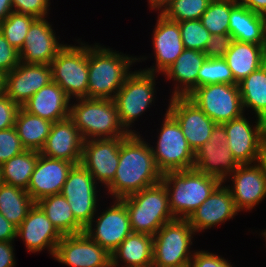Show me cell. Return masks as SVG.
Masks as SVG:
<instances>
[{
  "label": "cell",
  "mask_w": 266,
  "mask_h": 267,
  "mask_svg": "<svg viewBox=\"0 0 266 267\" xmlns=\"http://www.w3.org/2000/svg\"><path fill=\"white\" fill-rule=\"evenodd\" d=\"M52 81V68L46 64L20 62L6 73L5 94L22 107L36 92Z\"/></svg>",
  "instance_id": "23"
},
{
  "label": "cell",
  "mask_w": 266,
  "mask_h": 267,
  "mask_svg": "<svg viewBox=\"0 0 266 267\" xmlns=\"http://www.w3.org/2000/svg\"><path fill=\"white\" fill-rule=\"evenodd\" d=\"M24 150L14 126L0 130V166Z\"/></svg>",
  "instance_id": "41"
},
{
  "label": "cell",
  "mask_w": 266,
  "mask_h": 267,
  "mask_svg": "<svg viewBox=\"0 0 266 267\" xmlns=\"http://www.w3.org/2000/svg\"><path fill=\"white\" fill-rule=\"evenodd\" d=\"M112 200V204L103 211L100 210L101 207L98 208L95 216L84 229V233L109 254H112L132 233L125 204L120 199Z\"/></svg>",
  "instance_id": "12"
},
{
  "label": "cell",
  "mask_w": 266,
  "mask_h": 267,
  "mask_svg": "<svg viewBox=\"0 0 266 267\" xmlns=\"http://www.w3.org/2000/svg\"><path fill=\"white\" fill-rule=\"evenodd\" d=\"M237 2L253 12L266 16V0H237Z\"/></svg>",
  "instance_id": "49"
},
{
  "label": "cell",
  "mask_w": 266,
  "mask_h": 267,
  "mask_svg": "<svg viewBox=\"0 0 266 267\" xmlns=\"http://www.w3.org/2000/svg\"><path fill=\"white\" fill-rule=\"evenodd\" d=\"M75 164L39 154L27 192L36 203L42 198L60 194L68 174Z\"/></svg>",
  "instance_id": "24"
},
{
  "label": "cell",
  "mask_w": 266,
  "mask_h": 267,
  "mask_svg": "<svg viewBox=\"0 0 266 267\" xmlns=\"http://www.w3.org/2000/svg\"><path fill=\"white\" fill-rule=\"evenodd\" d=\"M237 0H212L200 18L202 25L212 34L229 33L231 8Z\"/></svg>",
  "instance_id": "36"
},
{
  "label": "cell",
  "mask_w": 266,
  "mask_h": 267,
  "mask_svg": "<svg viewBox=\"0 0 266 267\" xmlns=\"http://www.w3.org/2000/svg\"><path fill=\"white\" fill-rule=\"evenodd\" d=\"M142 135L129 134L121 141L114 179L103 188L106 198L110 195L111 199H122L161 181L162 173L155 163L151 141Z\"/></svg>",
  "instance_id": "1"
},
{
  "label": "cell",
  "mask_w": 266,
  "mask_h": 267,
  "mask_svg": "<svg viewBox=\"0 0 266 267\" xmlns=\"http://www.w3.org/2000/svg\"><path fill=\"white\" fill-rule=\"evenodd\" d=\"M15 241H0V267H16Z\"/></svg>",
  "instance_id": "47"
},
{
  "label": "cell",
  "mask_w": 266,
  "mask_h": 267,
  "mask_svg": "<svg viewBox=\"0 0 266 267\" xmlns=\"http://www.w3.org/2000/svg\"><path fill=\"white\" fill-rule=\"evenodd\" d=\"M261 233V235L260 236H262L264 239L263 240H265V242H266V229H264L262 232H260Z\"/></svg>",
  "instance_id": "55"
},
{
  "label": "cell",
  "mask_w": 266,
  "mask_h": 267,
  "mask_svg": "<svg viewBox=\"0 0 266 267\" xmlns=\"http://www.w3.org/2000/svg\"><path fill=\"white\" fill-rule=\"evenodd\" d=\"M238 167L227 147L225 126L216 124L208 141L194 153V169L223 182Z\"/></svg>",
  "instance_id": "14"
},
{
  "label": "cell",
  "mask_w": 266,
  "mask_h": 267,
  "mask_svg": "<svg viewBox=\"0 0 266 267\" xmlns=\"http://www.w3.org/2000/svg\"><path fill=\"white\" fill-rule=\"evenodd\" d=\"M156 24L151 34L153 53L149 57L154 58V64L147 69L148 73L162 75L170 67L177 57L184 51L179 23L166 19L162 14L157 13Z\"/></svg>",
  "instance_id": "19"
},
{
  "label": "cell",
  "mask_w": 266,
  "mask_h": 267,
  "mask_svg": "<svg viewBox=\"0 0 266 267\" xmlns=\"http://www.w3.org/2000/svg\"><path fill=\"white\" fill-rule=\"evenodd\" d=\"M205 60L206 56L202 51L184 49L162 74L169 82H175L169 98L187 97L198 87V71Z\"/></svg>",
  "instance_id": "26"
},
{
  "label": "cell",
  "mask_w": 266,
  "mask_h": 267,
  "mask_svg": "<svg viewBox=\"0 0 266 267\" xmlns=\"http://www.w3.org/2000/svg\"><path fill=\"white\" fill-rule=\"evenodd\" d=\"M261 121H262L264 128L266 130V114L261 118Z\"/></svg>",
  "instance_id": "54"
},
{
  "label": "cell",
  "mask_w": 266,
  "mask_h": 267,
  "mask_svg": "<svg viewBox=\"0 0 266 267\" xmlns=\"http://www.w3.org/2000/svg\"><path fill=\"white\" fill-rule=\"evenodd\" d=\"M212 0H170L160 13L174 22L200 19Z\"/></svg>",
  "instance_id": "37"
},
{
  "label": "cell",
  "mask_w": 266,
  "mask_h": 267,
  "mask_svg": "<svg viewBox=\"0 0 266 267\" xmlns=\"http://www.w3.org/2000/svg\"><path fill=\"white\" fill-rule=\"evenodd\" d=\"M247 115L249 113H244L239 118L223 123L227 147L239 165L257 163L259 153L266 143V130L261 119L255 117L254 121ZM250 119L252 120L249 121Z\"/></svg>",
  "instance_id": "13"
},
{
  "label": "cell",
  "mask_w": 266,
  "mask_h": 267,
  "mask_svg": "<svg viewBox=\"0 0 266 267\" xmlns=\"http://www.w3.org/2000/svg\"><path fill=\"white\" fill-rule=\"evenodd\" d=\"M18 238L23 241L27 253H41L46 249L53 258L62 235L35 203L17 227L16 240Z\"/></svg>",
  "instance_id": "20"
},
{
  "label": "cell",
  "mask_w": 266,
  "mask_h": 267,
  "mask_svg": "<svg viewBox=\"0 0 266 267\" xmlns=\"http://www.w3.org/2000/svg\"><path fill=\"white\" fill-rule=\"evenodd\" d=\"M36 204L61 235L84 233L85 228L75 219L69 202L61 193L42 198Z\"/></svg>",
  "instance_id": "31"
},
{
  "label": "cell",
  "mask_w": 266,
  "mask_h": 267,
  "mask_svg": "<svg viewBox=\"0 0 266 267\" xmlns=\"http://www.w3.org/2000/svg\"><path fill=\"white\" fill-rule=\"evenodd\" d=\"M215 83L234 84V76L224 58H206L198 71V87Z\"/></svg>",
  "instance_id": "39"
},
{
  "label": "cell",
  "mask_w": 266,
  "mask_h": 267,
  "mask_svg": "<svg viewBox=\"0 0 266 267\" xmlns=\"http://www.w3.org/2000/svg\"><path fill=\"white\" fill-rule=\"evenodd\" d=\"M53 260L68 267H111V254L85 233L62 235Z\"/></svg>",
  "instance_id": "16"
},
{
  "label": "cell",
  "mask_w": 266,
  "mask_h": 267,
  "mask_svg": "<svg viewBox=\"0 0 266 267\" xmlns=\"http://www.w3.org/2000/svg\"><path fill=\"white\" fill-rule=\"evenodd\" d=\"M20 106L4 93L0 95V130L12 128Z\"/></svg>",
  "instance_id": "46"
},
{
  "label": "cell",
  "mask_w": 266,
  "mask_h": 267,
  "mask_svg": "<svg viewBox=\"0 0 266 267\" xmlns=\"http://www.w3.org/2000/svg\"><path fill=\"white\" fill-rule=\"evenodd\" d=\"M3 178H2V172H1V168H0V187L3 185Z\"/></svg>",
  "instance_id": "56"
},
{
  "label": "cell",
  "mask_w": 266,
  "mask_h": 267,
  "mask_svg": "<svg viewBox=\"0 0 266 267\" xmlns=\"http://www.w3.org/2000/svg\"><path fill=\"white\" fill-rule=\"evenodd\" d=\"M233 42L234 38L230 33L212 35L203 53L207 59L224 58Z\"/></svg>",
  "instance_id": "43"
},
{
  "label": "cell",
  "mask_w": 266,
  "mask_h": 267,
  "mask_svg": "<svg viewBox=\"0 0 266 267\" xmlns=\"http://www.w3.org/2000/svg\"><path fill=\"white\" fill-rule=\"evenodd\" d=\"M238 86L244 112H252V118L261 119L266 114V63L239 82Z\"/></svg>",
  "instance_id": "33"
},
{
  "label": "cell",
  "mask_w": 266,
  "mask_h": 267,
  "mask_svg": "<svg viewBox=\"0 0 266 267\" xmlns=\"http://www.w3.org/2000/svg\"><path fill=\"white\" fill-rule=\"evenodd\" d=\"M238 213L240 212L235 206L230 190L224 182H221L187 220L199 235L205 230L235 219Z\"/></svg>",
  "instance_id": "21"
},
{
  "label": "cell",
  "mask_w": 266,
  "mask_h": 267,
  "mask_svg": "<svg viewBox=\"0 0 266 267\" xmlns=\"http://www.w3.org/2000/svg\"><path fill=\"white\" fill-rule=\"evenodd\" d=\"M153 263V236L131 233L111 254V267H150Z\"/></svg>",
  "instance_id": "29"
},
{
  "label": "cell",
  "mask_w": 266,
  "mask_h": 267,
  "mask_svg": "<svg viewBox=\"0 0 266 267\" xmlns=\"http://www.w3.org/2000/svg\"><path fill=\"white\" fill-rule=\"evenodd\" d=\"M195 235L187 219L165 223L153 236L152 267H189Z\"/></svg>",
  "instance_id": "7"
},
{
  "label": "cell",
  "mask_w": 266,
  "mask_h": 267,
  "mask_svg": "<svg viewBox=\"0 0 266 267\" xmlns=\"http://www.w3.org/2000/svg\"><path fill=\"white\" fill-rule=\"evenodd\" d=\"M36 19L30 15L11 12L0 24V32L11 46L20 51L25 43L27 32Z\"/></svg>",
  "instance_id": "38"
},
{
  "label": "cell",
  "mask_w": 266,
  "mask_h": 267,
  "mask_svg": "<svg viewBox=\"0 0 266 267\" xmlns=\"http://www.w3.org/2000/svg\"><path fill=\"white\" fill-rule=\"evenodd\" d=\"M6 73L0 70V95L5 93Z\"/></svg>",
  "instance_id": "53"
},
{
  "label": "cell",
  "mask_w": 266,
  "mask_h": 267,
  "mask_svg": "<svg viewBox=\"0 0 266 267\" xmlns=\"http://www.w3.org/2000/svg\"><path fill=\"white\" fill-rule=\"evenodd\" d=\"M187 97L216 124L229 122L245 113L238 84L204 85L197 87Z\"/></svg>",
  "instance_id": "10"
},
{
  "label": "cell",
  "mask_w": 266,
  "mask_h": 267,
  "mask_svg": "<svg viewBox=\"0 0 266 267\" xmlns=\"http://www.w3.org/2000/svg\"><path fill=\"white\" fill-rule=\"evenodd\" d=\"M50 5V0H12L13 12L35 18L48 17L51 10Z\"/></svg>",
  "instance_id": "42"
},
{
  "label": "cell",
  "mask_w": 266,
  "mask_h": 267,
  "mask_svg": "<svg viewBox=\"0 0 266 267\" xmlns=\"http://www.w3.org/2000/svg\"><path fill=\"white\" fill-rule=\"evenodd\" d=\"M148 7L151 11L161 13L163 9L169 4L170 0H147Z\"/></svg>",
  "instance_id": "51"
},
{
  "label": "cell",
  "mask_w": 266,
  "mask_h": 267,
  "mask_svg": "<svg viewBox=\"0 0 266 267\" xmlns=\"http://www.w3.org/2000/svg\"><path fill=\"white\" fill-rule=\"evenodd\" d=\"M20 62L19 51L11 46L0 32V70L5 73L11 72Z\"/></svg>",
  "instance_id": "45"
},
{
  "label": "cell",
  "mask_w": 266,
  "mask_h": 267,
  "mask_svg": "<svg viewBox=\"0 0 266 267\" xmlns=\"http://www.w3.org/2000/svg\"><path fill=\"white\" fill-rule=\"evenodd\" d=\"M165 110L177 120L194 153L208 141L216 125L188 97H171Z\"/></svg>",
  "instance_id": "15"
},
{
  "label": "cell",
  "mask_w": 266,
  "mask_h": 267,
  "mask_svg": "<svg viewBox=\"0 0 266 267\" xmlns=\"http://www.w3.org/2000/svg\"><path fill=\"white\" fill-rule=\"evenodd\" d=\"M69 117L80 131L84 141L129 135L120 123L118 110L111 99L78 98L71 100Z\"/></svg>",
  "instance_id": "4"
},
{
  "label": "cell",
  "mask_w": 266,
  "mask_h": 267,
  "mask_svg": "<svg viewBox=\"0 0 266 267\" xmlns=\"http://www.w3.org/2000/svg\"><path fill=\"white\" fill-rule=\"evenodd\" d=\"M17 227L0 213V241H15Z\"/></svg>",
  "instance_id": "48"
},
{
  "label": "cell",
  "mask_w": 266,
  "mask_h": 267,
  "mask_svg": "<svg viewBox=\"0 0 266 267\" xmlns=\"http://www.w3.org/2000/svg\"><path fill=\"white\" fill-rule=\"evenodd\" d=\"M83 144L84 139L80 131L73 120L68 117L52 124L40 154L50 158L70 161L77 165L82 160Z\"/></svg>",
  "instance_id": "25"
},
{
  "label": "cell",
  "mask_w": 266,
  "mask_h": 267,
  "mask_svg": "<svg viewBox=\"0 0 266 267\" xmlns=\"http://www.w3.org/2000/svg\"><path fill=\"white\" fill-rule=\"evenodd\" d=\"M13 12L12 0H0V24Z\"/></svg>",
  "instance_id": "50"
},
{
  "label": "cell",
  "mask_w": 266,
  "mask_h": 267,
  "mask_svg": "<svg viewBox=\"0 0 266 267\" xmlns=\"http://www.w3.org/2000/svg\"><path fill=\"white\" fill-rule=\"evenodd\" d=\"M161 182L168 193L174 218L187 219L215 190L221 181L196 169L169 171Z\"/></svg>",
  "instance_id": "3"
},
{
  "label": "cell",
  "mask_w": 266,
  "mask_h": 267,
  "mask_svg": "<svg viewBox=\"0 0 266 267\" xmlns=\"http://www.w3.org/2000/svg\"><path fill=\"white\" fill-rule=\"evenodd\" d=\"M178 23L184 48L203 52L212 34L202 25L200 19Z\"/></svg>",
  "instance_id": "40"
},
{
  "label": "cell",
  "mask_w": 266,
  "mask_h": 267,
  "mask_svg": "<svg viewBox=\"0 0 266 267\" xmlns=\"http://www.w3.org/2000/svg\"><path fill=\"white\" fill-rule=\"evenodd\" d=\"M40 152L24 150L3 163L0 168L3 182L27 190Z\"/></svg>",
  "instance_id": "35"
},
{
  "label": "cell",
  "mask_w": 266,
  "mask_h": 267,
  "mask_svg": "<svg viewBox=\"0 0 266 267\" xmlns=\"http://www.w3.org/2000/svg\"><path fill=\"white\" fill-rule=\"evenodd\" d=\"M224 60L232 71L234 84H238L266 63V48L255 43L234 40Z\"/></svg>",
  "instance_id": "30"
},
{
  "label": "cell",
  "mask_w": 266,
  "mask_h": 267,
  "mask_svg": "<svg viewBox=\"0 0 266 267\" xmlns=\"http://www.w3.org/2000/svg\"><path fill=\"white\" fill-rule=\"evenodd\" d=\"M124 138L84 141L81 164L102 188L114 179L119 163L120 143Z\"/></svg>",
  "instance_id": "17"
},
{
  "label": "cell",
  "mask_w": 266,
  "mask_h": 267,
  "mask_svg": "<svg viewBox=\"0 0 266 267\" xmlns=\"http://www.w3.org/2000/svg\"><path fill=\"white\" fill-rule=\"evenodd\" d=\"M189 267H235L230 260L208 250H195Z\"/></svg>",
  "instance_id": "44"
},
{
  "label": "cell",
  "mask_w": 266,
  "mask_h": 267,
  "mask_svg": "<svg viewBox=\"0 0 266 267\" xmlns=\"http://www.w3.org/2000/svg\"><path fill=\"white\" fill-rule=\"evenodd\" d=\"M51 61L52 81L56 82L71 99L87 98L88 93V42L75 38Z\"/></svg>",
  "instance_id": "8"
},
{
  "label": "cell",
  "mask_w": 266,
  "mask_h": 267,
  "mask_svg": "<svg viewBox=\"0 0 266 267\" xmlns=\"http://www.w3.org/2000/svg\"><path fill=\"white\" fill-rule=\"evenodd\" d=\"M147 56H132L115 51L100 43H88V93L87 98L113 100L126 78L133 72L134 64ZM142 60V61H141Z\"/></svg>",
  "instance_id": "2"
},
{
  "label": "cell",
  "mask_w": 266,
  "mask_h": 267,
  "mask_svg": "<svg viewBox=\"0 0 266 267\" xmlns=\"http://www.w3.org/2000/svg\"><path fill=\"white\" fill-rule=\"evenodd\" d=\"M158 76L141 68L135 69L115 95L113 101L118 110L120 123L129 134H140L138 129H133L135 121L138 122L140 116L146 114L145 112L156 103Z\"/></svg>",
  "instance_id": "6"
},
{
  "label": "cell",
  "mask_w": 266,
  "mask_h": 267,
  "mask_svg": "<svg viewBox=\"0 0 266 267\" xmlns=\"http://www.w3.org/2000/svg\"><path fill=\"white\" fill-rule=\"evenodd\" d=\"M52 124L51 121L33 115L20 107L14 127L26 150L40 152L48 138Z\"/></svg>",
  "instance_id": "32"
},
{
  "label": "cell",
  "mask_w": 266,
  "mask_h": 267,
  "mask_svg": "<svg viewBox=\"0 0 266 267\" xmlns=\"http://www.w3.org/2000/svg\"><path fill=\"white\" fill-rule=\"evenodd\" d=\"M160 129L157 128V139L150 144L155 163L163 174L169 171H180L194 168V152L177 120L166 110Z\"/></svg>",
  "instance_id": "9"
},
{
  "label": "cell",
  "mask_w": 266,
  "mask_h": 267,
  "mask_svg": "<svg viewBox=\"0 0 266 267\" xmlns=\"http://www.w3.org/2000/svg\"><path fill=\"white\" fill-rule=\"evenodd\" d=\"M100 189L101 186L81 163L72 167L63 185L61 194L69 202L75 219L84 228L90 223L100 206L99 202L103 196L100 195Z\"/></svg>",
  "instance_id": "11"
},
{
  "label": "cell",
  "mask_w": 266,
  "mask_h": 267,
  "mask_svg": "<svg viewBox=\"0 0 266 267\" xmlns=\"http://www.w3.org/2000/svg\"><path fill=\"white\" fill-rule=\"evenodd\" d=\"M71 99L54 81L42 87L22 107L29 113L52 123L70 116Z\"/></svg>",
  "instance_id": "27"
},
{
  "label": "cell",
  "mask_w": 266,
  "mask_h": 267,
  "mask_svg": "<svg viewBox=\"0 0 266 267\" xmlns=\"http://www.w3.org/2000/svg\"><path fill=\"white\" fill-rule=\"evenodd\" d=\"M48 19L49 17L37 18L30 26L25 43L19 51L21 62L50 65L66 45L64 41L60 43V37H57L53 24Z\"/></svg>",
  "instance_id": "22"
},
{
  "label": "cell",
  "mask_w": 266,
  "mask_h": 267,
  "mask_svg": "<svg viewBox=\"0 0 266 267\" xmlns=\"http://www.w3.org/2000/svg\"><path fill=\"white\" fill-rule=\"evenodd\" d=\"M35 202L23 188L3 183L0 187V213L18 227Z\"/></svg>",
  "instance_id": "34"
},
{
  "label": "cell",
  "mask_w": 266,
  "mask_h": 267,
  "mask_svg": "<svg viewBox=\"0 0 266 267\" xmlns=\"http://www.w3.org/2000/svg\"><path fill=\"white\" fill-rule=\"evenodd\" d=\"M223 182L230 190L239 212H251L266 198L265 177L257 163L239 165Z\"/></svg>",
  "instance_id": "18"
},
{
  "label": "cell",
  "mask_w": 266,
  "mask_h": 267,
  "mask_svg": "<svg viewBox=\"0 0 266 267\" xmlns=\"http://www.w3.org/2000/svg\"><path fill=\"white\" fill-rule=\"evenodd\" d=\"M126 206L133 233L154 236L167 222L174 220L165 185L159 183L120 199Z\"/></svg>",
  "instance_id": "5"
},
{
  "label": "cell",
  "mask_w": 266,
  "mask_h": 267,
  "mask_svg": "<svg viewBox=\"0 0 266 267\" xmlns=\"http://www.w3.org/2000/svg\"><path fill=\"white\" fill-rule=\"evenodd\" d=\"M229 33L234 40L255 43L266 48V16L237 2L231 8Z\"/></svg>",
  "instance_id": "28"
},
{
  "label": "cell",
  "mask_w": 266,
  "mask_h": 267,
  "mask_svg": "<svg viewBox=\"0 0 266 267\" xmlns=\"http://www.w3.org/2000/svg\"><path fill=\"white\" fill-rule=\"evenodd\" d=\"M257 164L261 167L263 176L265 177L266 181V143L264 144V146L261 149V152L259 153Z\"/></svg>",
  "instance_id": "52"
}]
</instances>
